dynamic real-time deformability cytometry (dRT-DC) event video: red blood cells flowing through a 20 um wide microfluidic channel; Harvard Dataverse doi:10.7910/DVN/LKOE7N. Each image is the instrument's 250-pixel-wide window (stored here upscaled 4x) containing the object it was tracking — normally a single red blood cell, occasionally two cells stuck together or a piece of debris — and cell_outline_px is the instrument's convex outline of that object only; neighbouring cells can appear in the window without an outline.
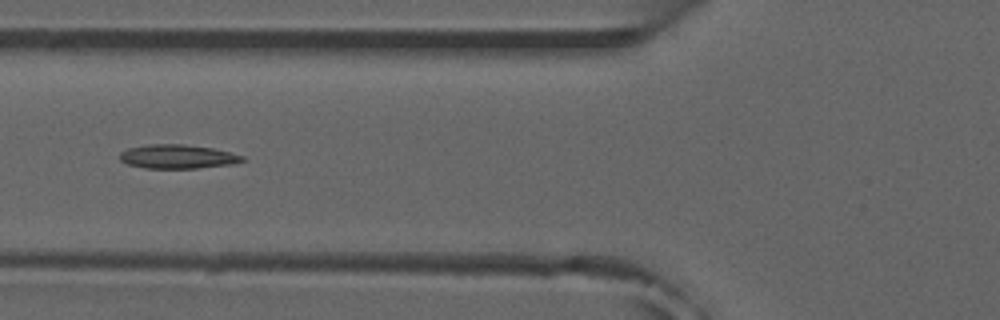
{"species": "common noctule bat (a hibernating species)", "species_latin": "Nyctalus noctula", "temperature_condition": "room temperature", "stored_images_in_passage": 46, "camera_frame_rate_fps": 3000, "um_per_image_px": 0.085, "animal": {"sex": "male", "forearm_length_mm": 52.5}, "frame": {"image": 1, "passage_image": 14, "time_ms": 4.333, "image_size_px": [1000, 320], "cell_outline_px": [[248, 160], [232, 164], [196, 168], [144, 168], [128, 164], [120, 160], [120, 152], [128, 148], [148, 144], [184, 144], [212, 148], [244, 156]], "centroid_in_image_um": [15.1, 13.31], "position_along_channel_um": 110.7, "area_um2": 17.11}}